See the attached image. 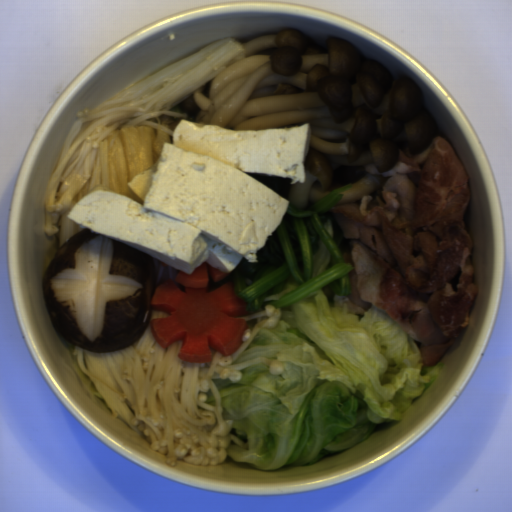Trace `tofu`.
<instances>
[{
	"instance_id": "obj_1",
	"label": "tofu",
	"mask_w": 512,
	"mask_h": 512,
	"mask_svg": "<svg viewBox=\"0 0 512 512\" xmlns=\"http://www.w3.org/2000/svg\"><path fill=\"white\" fill-rule=\"evenodd\" d=\"M310 125L232 130L182 120L157 161L128 182L144 204L96 188L67 213L81 228L191 274L229 273L278 229L290 203L250 176L304 184Z\"/></svg>"
}]
</instances>
